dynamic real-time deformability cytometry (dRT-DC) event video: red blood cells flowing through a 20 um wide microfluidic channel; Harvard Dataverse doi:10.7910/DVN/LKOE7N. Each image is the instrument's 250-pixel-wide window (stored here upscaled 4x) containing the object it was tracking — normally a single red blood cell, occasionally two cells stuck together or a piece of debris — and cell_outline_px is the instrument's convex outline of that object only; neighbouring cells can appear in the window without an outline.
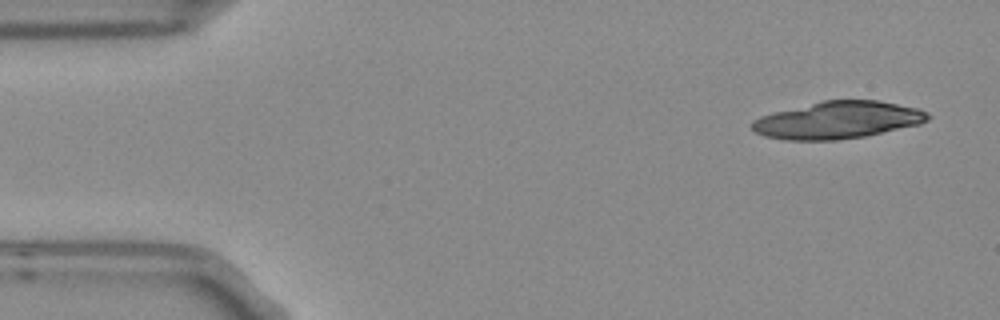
{"species": "Egyptian fruit bat (a non-hibernating species)", "species_latin": "Rousettus aegyptiacus", "temperature_condition": "room temperature", "stored_images_in_passage": 7, "camera_frame_rate_fps": 3000, "um_per_image_px": 0.085, "frame": {"image": 1, "passage_image": 1, "time_ms": 0.0, "image_size_px": [1000, 320], "cell_outline_px": [[928, 120], [920, 124], [864, 136], [836, 140], [784, 140], [764, 136], [756, 132], [752, 128], [752, 120], [760, 116], [824, 100], [880, 100], [916, 108], [928, 112]], "centroid_in_image_um": [71.2, 10.21], "position_along_channel_um": 13.8, "area_um2": 37.8}}
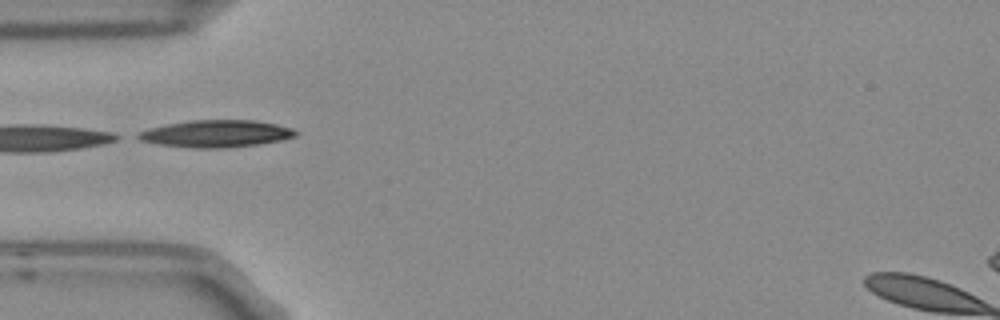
{"frame": {"image": 2, "passage_image": 4, "time_ms": 1.0, "image_size_px": [1000, 320], "cell_outline_px": [[300, 132], [296, 136], [280, 140], [260, 144], [224, 148], [196, 148], [160, 144], [140, 140], [132, 136], [148, 128], [188, 120], [256, 120], [276, 124], [292, 128]], "centroid_in_image_um": [18.38, 11.36], "position_along_channel_um": 66.6, "area_um2": 24.97}}
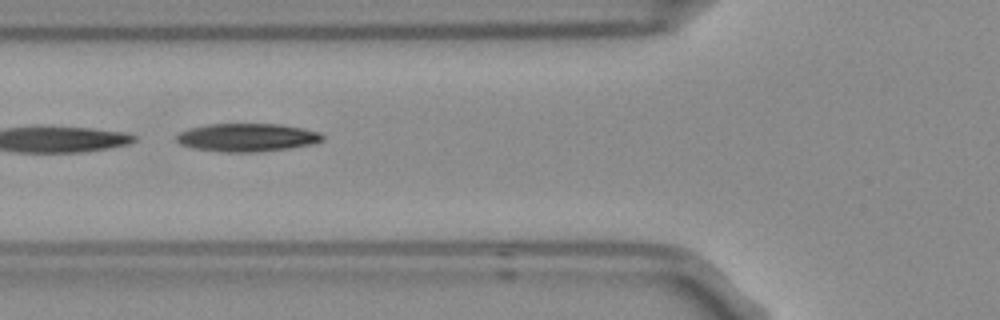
{"frame": {"image": 3, "passage_image": 5, "time_ms": 1.333, "image_size_px": [1000, 320], "cell_outline_px": [[324, 140], [312, 144], [288, 148], [256, 152], [224, 152], [192, 148], [180, 144], [176, 140], [176, 136], [180, 132], [188, 128], [208, 124], [280, 124], [320, 132], [324, 136]], "centroid_in_image_um": [20.98, 11.68], "position_along_channel_um": 104.8, "area_um2": 23.93}}